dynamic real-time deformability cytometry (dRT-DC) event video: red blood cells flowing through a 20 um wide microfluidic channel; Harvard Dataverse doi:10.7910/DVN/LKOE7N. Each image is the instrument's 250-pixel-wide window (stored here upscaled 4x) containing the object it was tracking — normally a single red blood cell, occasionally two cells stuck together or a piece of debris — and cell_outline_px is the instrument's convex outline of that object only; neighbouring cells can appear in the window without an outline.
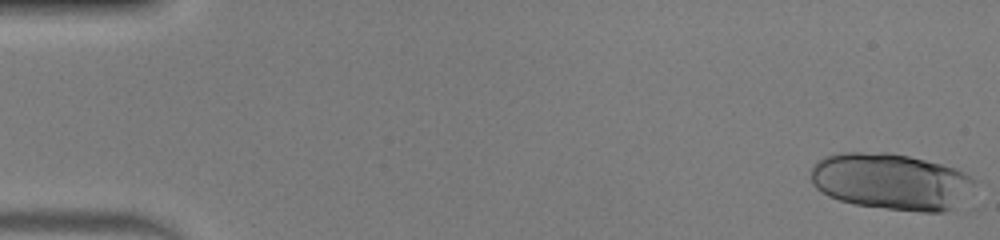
{"species": "human", "species_latin": "Homo sapiens", "temperature_condition": "warm", "stored_images_in_passage": 31, "camera_frame_rate_fps": 3000, "um_per_image_px": 0.085, "donor": {"sex": "male"}, "frame": {"image": 1, "passage_image": 1, "time_ms": 0.0, "image_size_px": [1000, 240], "cell_outline_px": [[980, 180], [952, 208], [944, 212], [924, 212], [888, 208], [856, 204], [840, 200], [828, 196], [816, 188], [812, 184], [812, 164], [816, 160], [824, 156], [844, 152], [888, 152], [908, 156], [956, 168]], "centroid_in_image_um": [75.73, 15.41], "position_along_channel_um": 9.3, "area_um2": 53.81}}
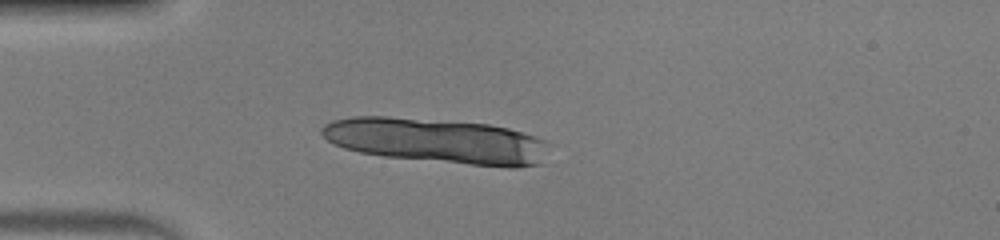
{"frame": {"image": 2, "passage_image": 14, "time_ms": 4.333, "image_size_px": [1000, 240], "cell_outline_px": [[544, 164], [520, 168], [508, 168], [384, 156], [360, 152], [344, 148], [332, 144], [320, 132], [320, 128], [324, 124], [332, 120], [352, 116], [388, 116], [488, 124], [508, 128], [536, 136], [544, 140]], "centroid_in_image_um": [37.11, 11.97], "position_along_channel_um": 47.9, "area_um2": 59.65}}